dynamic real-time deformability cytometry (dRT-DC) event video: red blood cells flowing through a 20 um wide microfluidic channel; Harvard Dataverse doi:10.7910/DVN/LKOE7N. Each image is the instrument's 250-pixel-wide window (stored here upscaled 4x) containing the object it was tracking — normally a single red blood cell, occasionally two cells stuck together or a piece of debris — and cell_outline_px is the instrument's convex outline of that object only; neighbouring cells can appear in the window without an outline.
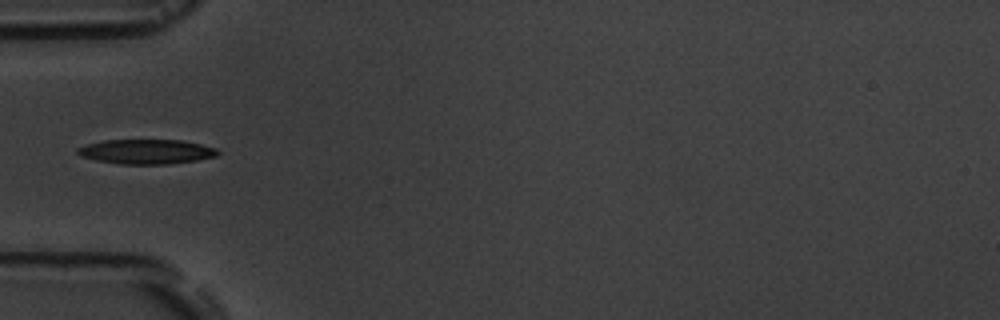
{"species": "common noctule bat (a hibernating species)", "species_latin": "Nyctalus noctula", "temperature_condition": "room temperature", "stored_images_in_passage": 1, "camera_frame_rate_fps": 3000, "um_per_image_px": 0.085, "animal": {"sex": "male", "body_mass_g": 19.5, "forearm_length_mm": 54.6}, "frame": {"image": 1, "passage_image": 1, "time_ms": 0.0, "image_size_px": [1000, 320], "cell_outline_px": [[220, 152], [216, 156], [196, 160], [168, 164], [120, 164], [96, 160], [80, 156], [76, 152], [76, 148], [88, 144], [104, 140], [180, 140], [200, 144], [216, 148]], "centroid_in_image_um": [12.42, 12.89], "position_along_channel_um": 72.6, "area_um2": 20.06}}